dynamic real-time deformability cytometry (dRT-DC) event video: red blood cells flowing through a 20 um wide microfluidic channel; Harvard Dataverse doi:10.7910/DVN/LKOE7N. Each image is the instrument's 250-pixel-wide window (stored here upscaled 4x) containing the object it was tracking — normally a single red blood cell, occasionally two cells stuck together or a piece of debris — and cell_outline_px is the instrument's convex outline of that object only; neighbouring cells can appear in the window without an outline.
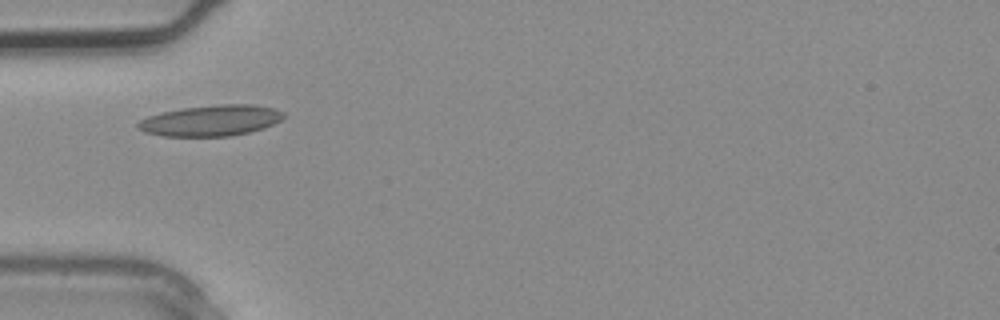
{"species": "common noctule bat (a hibernating species)", "species_latin": "Nyctalus noctula", "temperature_condition": "warm", "stored_images_in_passage": 2, "camera_frame_rate_fps": 3000, "um_per_image_px": 0.085, "animal": {"sex": "male", "body_mass_g": 20.4}, "frame": {"image": 1, "passage_image": 2, "time_ms": 0.333, "image_size_px": [1000, 320], "cell_outline_px": [[288, 116], [264, 128], [232, 136], [164, 136], [144, 132], [136, 128], [136, 124], [140, 120], [148, 116], [164, 112], [184, 108], [220, 104], [252, 104], [272, 108], [284, 112]], "centroid_in_image_um": [17.94, 10.25], "position_along_channel_um": 67.1, "area_um2": 26.18}}